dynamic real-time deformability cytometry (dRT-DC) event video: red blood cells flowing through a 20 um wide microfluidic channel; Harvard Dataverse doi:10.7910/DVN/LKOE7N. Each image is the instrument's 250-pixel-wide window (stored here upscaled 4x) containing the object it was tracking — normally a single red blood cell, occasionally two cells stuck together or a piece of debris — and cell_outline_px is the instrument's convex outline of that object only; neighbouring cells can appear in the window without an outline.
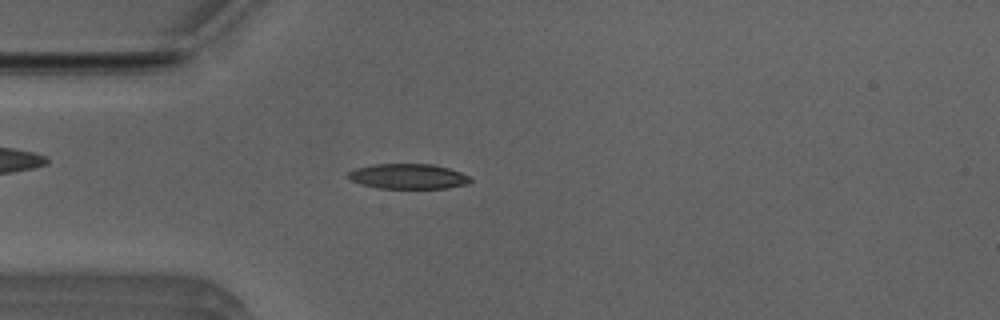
{"species": "Egyptian fruit bat (a non-hibernating species)", "species_latin": "Rousettus aegyptiacus", "temperature_condition": "room temperature", "stored_images_in_passage": 35, "camera_frame_rate_fps": 3000, "um_per_image_px": 0.085, "animal": {"sex": "male"}, "frame": {"image": 1, "passage_image": 7, "time_ms": 2.0, "image_size_px": [1000, 320], "cell_outline_px": [[472, 180], [468, 184], [444, 188], [380, 188], [360, 184], [344, 176], [348, 172], [356, 168], [372, 164], [432, 164], [448, 168], [460, 172], [468, 176]], "centroid_in_image_um": [34.65, 14.98], "position_along_channel_um": 50.3, "area_um2": 17.86}}
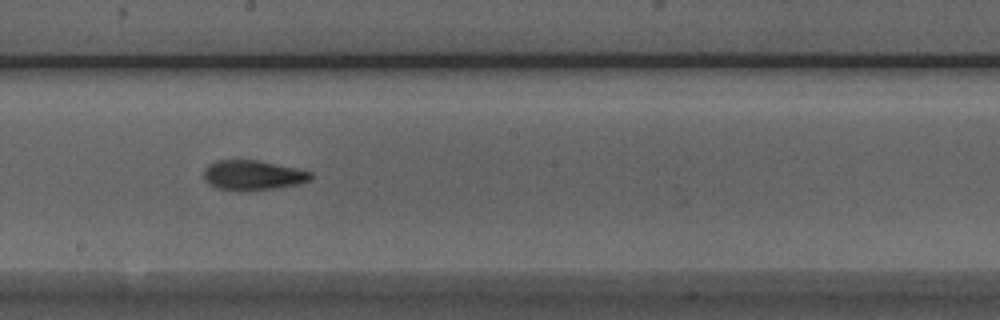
{"frame": {"image": 2, "passage_image": 21, "time_ms": 6.667, "image_size_px": [1000, 320], "cell_outline_px": [[312, 180], [296, 184], [272, 188], [240, 192], [216, 188], [208, 184], [204, 180], [204, 168], [208, 164], [216, 160], [256, 160], [296, 168], [312, 172]], "centroid_in_image_um": [21.44, 14.9], "position_along_channel_um": 226.8, "area_um2": 18.73}}
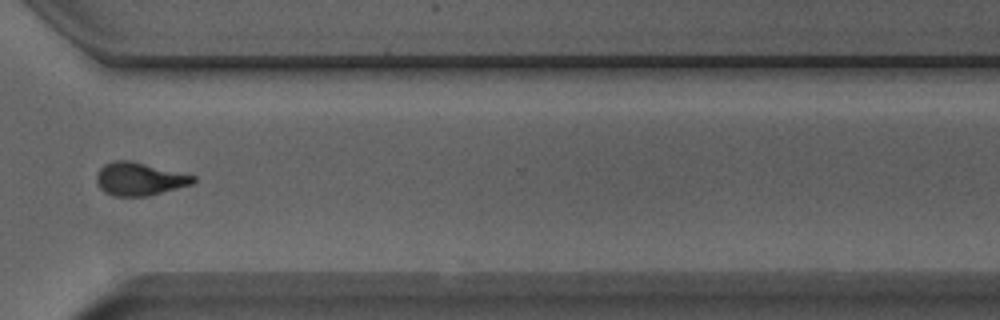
{"frame": {"image": 3, "passage_image": 31, "time_ms": 10.0, "image_size_px": [1000, 320], "cell_outline_px": [[196, 180], [192, 184], [144, 196], [112, 196], [104, 192], [96, 184], [96, 172], [104, 164], [112, 160], [128, 160], [196, 176]], "centroid_in_image_um": [11.78, 15.2], "position_along_channel_um": 358.8, "area_um2": 18.44}}